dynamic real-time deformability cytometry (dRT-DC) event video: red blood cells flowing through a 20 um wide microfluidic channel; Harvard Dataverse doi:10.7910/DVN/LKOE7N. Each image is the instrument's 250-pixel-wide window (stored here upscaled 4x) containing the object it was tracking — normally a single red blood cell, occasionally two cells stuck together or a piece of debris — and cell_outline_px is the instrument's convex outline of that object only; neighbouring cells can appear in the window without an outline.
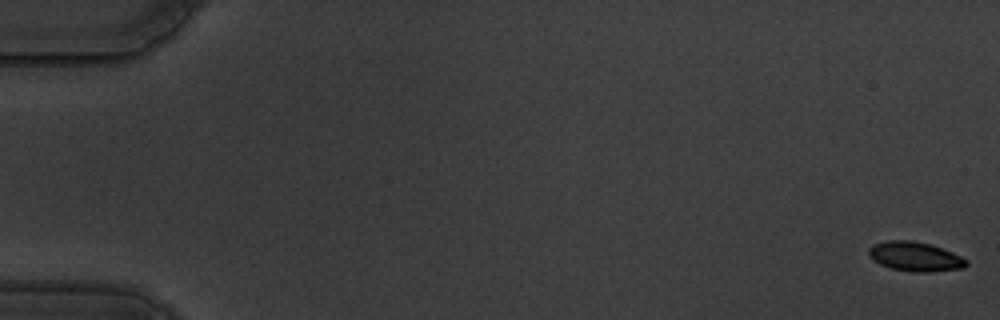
{"species": "common noctule bat (a hibernating species)", "species_latin": "Nyctalus noctula", "temperature_condition": "warm", "stored_images_in_passage": 59, "camera_frame_rate_fps": 3000, "um_per_image_px": 0.085, "animal": {"sex": "male", "body_mass_g": 19.5, "forearm_length_mm": 54.6}, "frame": {"image": 1, "passage_image": 1, "time_ms": 0.0, "image_size_px": [1000, 320], "cell_outline_px": [[968, 264], [964, 268], [928, 272], [916, 272], [892, 268], [880, 264], [872, 260], [868, 256], [868, 248], [872, 244], [888, 240], [912, 240], [928, 244], [952, 252], [968, 260]], "centroid_in_image_um": [77.75, 21.8], "position_along_channel_um": 7.2, "area_um2": 16.7}}
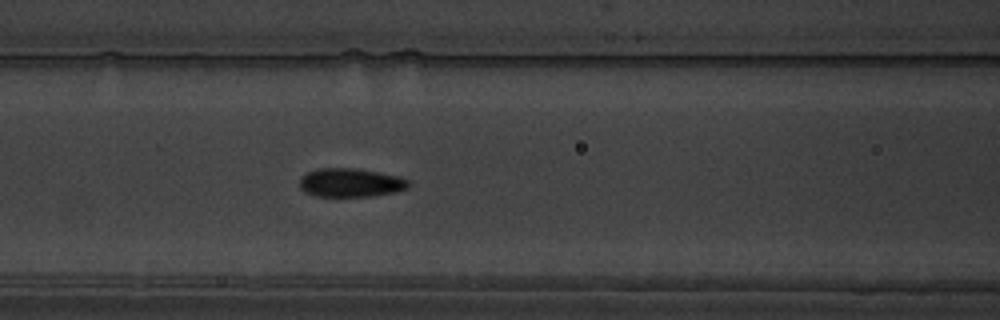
{"frame": {"image": 2, "passage_image": 26, "time_ms": 8.333, "image_size_px": [1000, 320], "cell_outline_px": [[412, 184], [408, 188], [396, 192], [372, 196], [316, 196], [304, 192], [300, 188], [300, 176], [316, 168], [352, 168], [376, 172], [396, 176], [408, 180]], "centroid_in_image_um": [29.78, 15.53], "position_along_channel_um": 136.8, "area_um2": 18.21}}
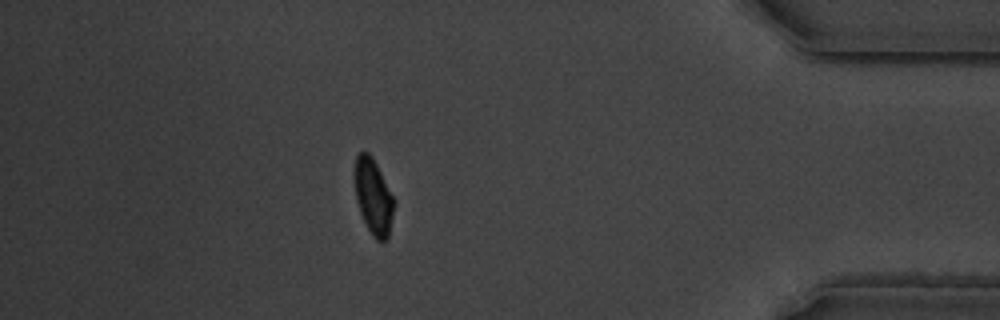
{"frame": {"image": 3, "passage_image": 52, "time_ms": 17.0, "image_size_px": [1000, 320], "cell_outline_px": [[396, 200], [388, 240], [376, 240], [372, 236], [360, 212], [356, 200], [352, 176], [352, 172], [356, 156], [360, 152], [368, 152], [372, 156]], "centroid_in_image_um": [31.72, 16.68], "position_along_channel_um": 403.5, "area_um2": 17.92}, "authors_computed_cell_mechanics": {"area_um2": 17.6868, "velocity_mm_per_s": 3.5227, "shape_relaxation_time_tau1_ms": 3.5361, "shape_relaxation_time_tau2_ms": null, "deformation_change_tau1": 0.1452, "deformation_change_tau2": null}}